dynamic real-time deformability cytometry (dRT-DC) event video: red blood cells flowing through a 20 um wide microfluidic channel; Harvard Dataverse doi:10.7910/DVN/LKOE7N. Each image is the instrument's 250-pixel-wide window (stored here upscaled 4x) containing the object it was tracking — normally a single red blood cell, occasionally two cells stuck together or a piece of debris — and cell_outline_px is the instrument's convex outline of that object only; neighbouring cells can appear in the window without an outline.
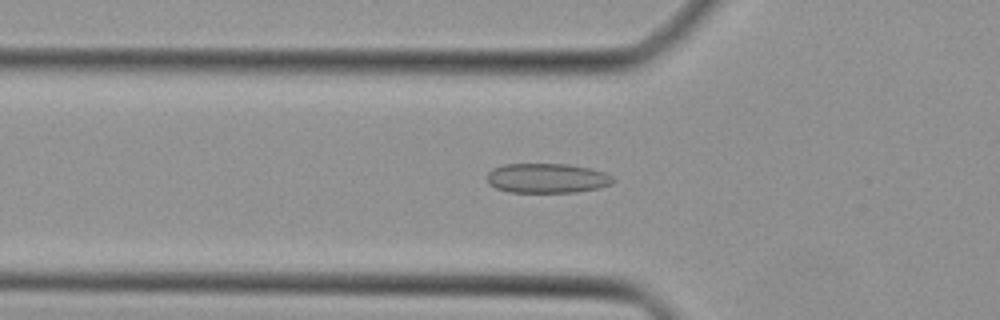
{"species": "Egyptian fruit bat (a non-hibernating species)", "species_latin": "Rousettus aegyptiacus", "temperature_condition": "cold", "stored_images_in_passage": 43, "camera_frame_rate_fps": 3000, "um_per_image_px": 0.085, "animal": {"sex": "female"}, "frame": {"image": 1, "passage_image": 14, "time_ms": 4.333, "image_size_px": [1000, 320], "cell_outline_px": [[616, 180], [612, 184], [600, 188], [576, 192], [508, 192], [496, 188], [488, 184], [488, 172], [492, 168], [504, 164], [568, 164], [592, 168], [604, 172], [612, 176]], "centroid_in_image_um": [46.52, 15.14], "position_along_channel_um": 79.3, "area_um2": 22.02}}
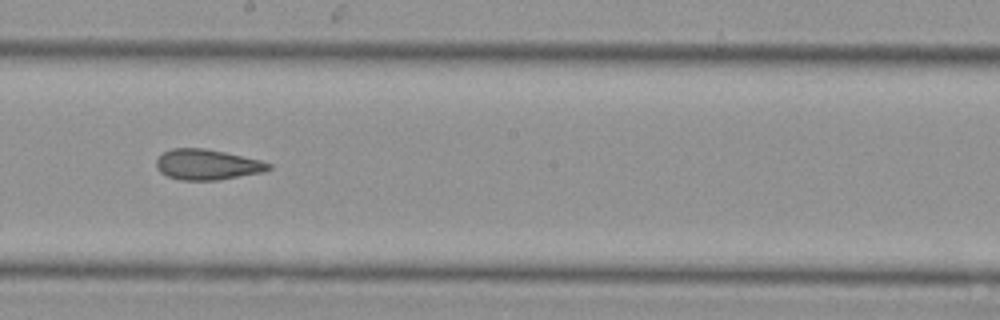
{"frame": {"image": 2, "passage_image": 24, "time_ms": 7.667, "image_size_px": [1000, 320], "cell_outline_px": [[272, 168], [264, 172], [216, 180], [180, 180], [168, 176], [160, 172], [156, 168], [156, 160], [164, 152], [172, 148], [204, 148], [224, 152], [260, 160], [272, 164]], "centroid_in_image_um": [17.61, 13.99], "position_along_channel_um": 230.6, "area_um2": 19.88}}
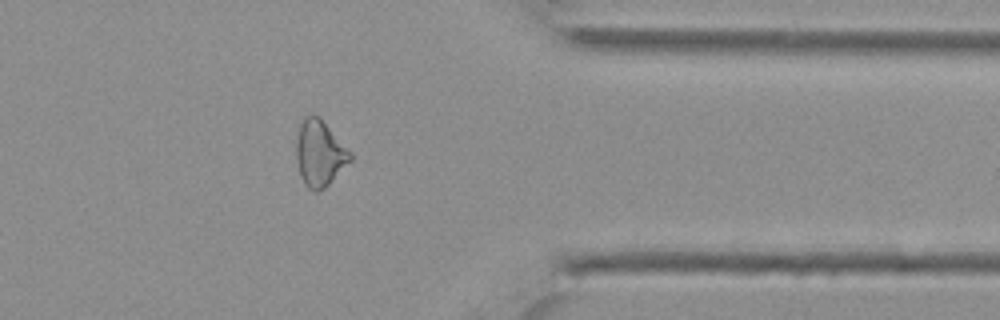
{"frame": {"image": 3, "passage_image": 35, "time_ms": 11.333, "image_size_px": [1000, 320], "cell_outline_px": [[352, 160], [324, 188], [316, 192], [308, 188], [304, 184], [300, 172], [296, 156], [296, 140], [300, 124], [304, 116], [320, 116], [352, 152]], "centroid_in_image_um": [27.19, 13.01], "position_along_channel_um": 384.2, "area_um2": 20.75}}